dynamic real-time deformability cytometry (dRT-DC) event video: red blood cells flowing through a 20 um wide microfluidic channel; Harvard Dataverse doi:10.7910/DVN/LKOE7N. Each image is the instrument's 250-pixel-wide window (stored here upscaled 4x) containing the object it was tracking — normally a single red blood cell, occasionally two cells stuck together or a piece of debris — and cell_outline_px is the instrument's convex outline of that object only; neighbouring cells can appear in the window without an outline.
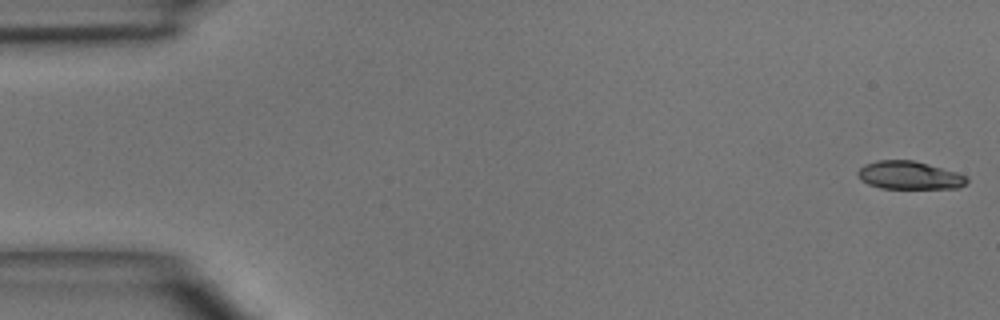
{"species": "common noctule bat (a hibernating species)", "species_latin": "Nyctalus noctula", "temperature_condition": "room temperature", "stored_images_in_passage": 4, "camera_frame_rate_fps": 3000, "um_per_image_px": 0.085, "animal": {"sex": "male", "body_mass_g": 15.6}, "frame": {"image": 1, "passage_image": 1, "time_ms": 0.0, "image_size_px": [1000, 320], "cell_outline_px": [[968, 180], [960, 188], [880, 188], [868, 184], [856, 172], [864, 164], [876, 160], [912, 160], [956, 172], [968, 176]], "centroid_in_image_um": [77.3, 14.9], "position_along_channel_um": 7.7, "area_um2": 17.63}}